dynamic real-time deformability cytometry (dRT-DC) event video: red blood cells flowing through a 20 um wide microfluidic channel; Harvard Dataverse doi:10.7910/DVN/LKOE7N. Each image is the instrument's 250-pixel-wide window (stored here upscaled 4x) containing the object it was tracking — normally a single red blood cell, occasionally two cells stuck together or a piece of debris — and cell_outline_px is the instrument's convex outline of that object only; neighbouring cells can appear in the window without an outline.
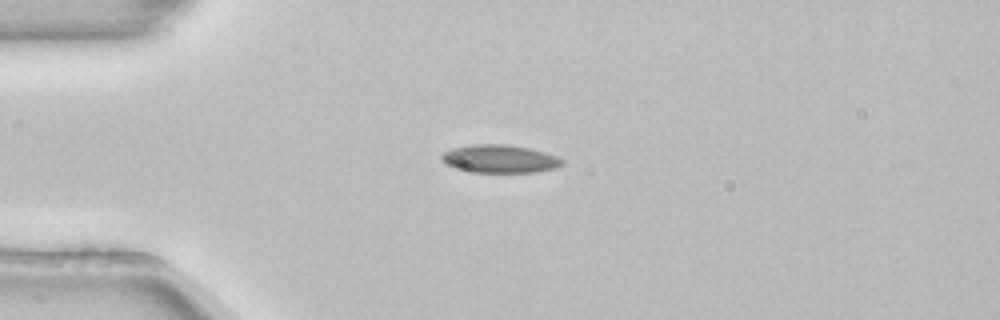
{"species": "common noctule bat (a hibernating species)", "species_latin": "Nyctalus noctula", "temperature_condition": "room temperature", "stored_images_in_passage": 2, "camera_frame_rate_fps": 3000, "um_per_image_px": 0.085, "animal": {"sex": "female", "body_mass_g": 22.7, "forearm_length_mm": 54.2}, "frame": {"image": 1, "passage_image": 1, "time_ms": 0.0, "image_size_px": [1000, 320], "cell_outline_px": [[564, 164], [556, 168], [536, 172], [472, 172], [452, 168], [440, 156], [444, 152], [452, 148], [472, 144], [504, 144], [528, 148], [544, 152], [556, 156], [564, 160]], "centroid_in_image_um": [42.49, 13.5], "position_along_channel_um": 42.5, "area_um2": 19.65}}